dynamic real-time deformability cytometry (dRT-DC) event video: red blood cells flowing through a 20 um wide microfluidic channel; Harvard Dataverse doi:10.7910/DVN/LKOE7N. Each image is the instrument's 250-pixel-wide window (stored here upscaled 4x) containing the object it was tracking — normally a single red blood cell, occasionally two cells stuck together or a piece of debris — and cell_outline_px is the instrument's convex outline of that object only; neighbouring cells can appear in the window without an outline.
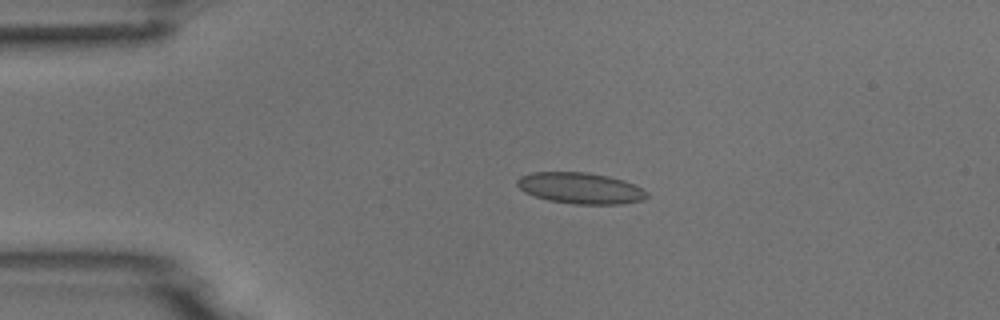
{"species": "common noctule bat (a hibernating species)", "species_latin": "Nyctalus noctula", "temperature_condition": "room temperature", "stored_images_in_passage": 3, "camera_frame_rate_fps": 3000, "um_per_image_px": 0.085, "animal": {"sex": "male", "body_mass_g": 18.8}, "frame": {"image": 1, "passage_image": 2, "time_ms": 1.333, "image_size_px": [1000, 320], "cell_outline_px": [[648, 196], [644, 200], [620, 204], [572, 204], [548, 200], [524, 192], [516, 184], [516, 180], [520, 176], [532, 172], [588, 172], [608, 176], [624, 180], [648, 192]], "centroid_in_image_um": [49.32, 15.99], "position_along_channel_um": 35.7, "area_um2": 23.58}}